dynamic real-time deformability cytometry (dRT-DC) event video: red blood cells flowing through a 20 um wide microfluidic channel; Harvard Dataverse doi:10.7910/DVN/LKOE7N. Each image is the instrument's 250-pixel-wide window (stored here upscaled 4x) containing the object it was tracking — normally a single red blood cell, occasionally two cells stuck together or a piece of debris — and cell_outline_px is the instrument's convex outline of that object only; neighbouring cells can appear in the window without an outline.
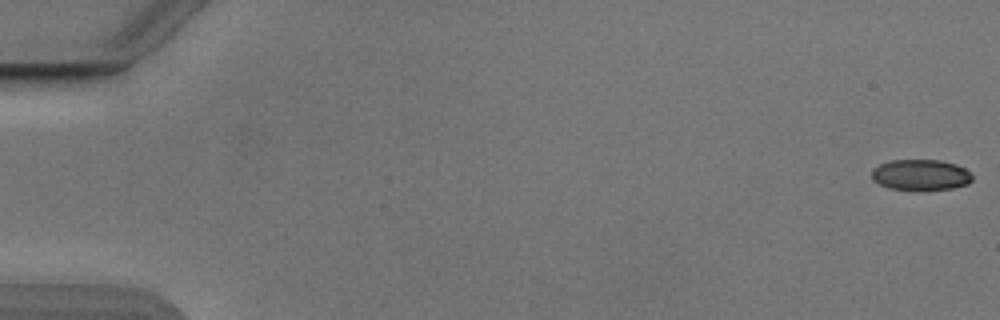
{"species": "Egyptian fruit bat (a non-hibernating species)", "species_latin": "Rousettus aegyptiacus", "temperature_condition": "cold", "stored_images_in_passage": 54, "camera_frame_rate_fps": 3000, "um_per_image_px": 0.085, "animal": {"sex": "male"}, "frame": {"image": 1, "passage_image": 1, "time_ms": 0.0, "image_size_px": [1000, 320], "cell_outline_px": [[972, 180], [968, 184], [952, 188], [920, 192], [916, 192], [888, 188], [872, 180], [872, 168], [880, 164], [892, 160], [940, 160], [956, 164], [964, 168], [972, 176]], "centroid_in_image_um": [78.24, 14.9], "position_along_channel_um": 6.8, "area_um2": 18.55}}
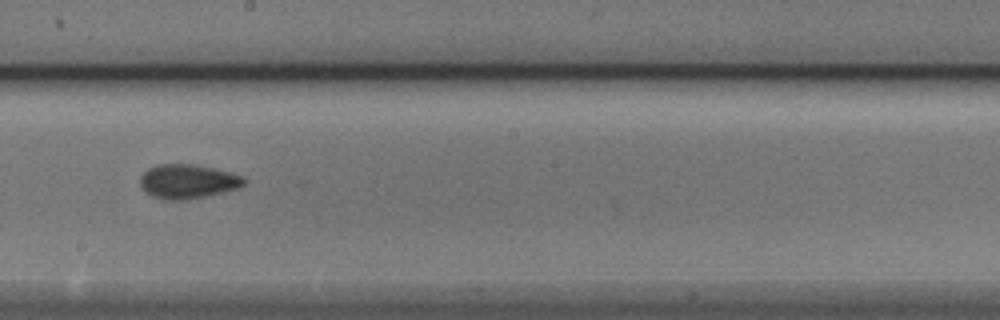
{"frame": {"image": 2, "passage_image": 31, "time_ms": 10.0, "image_size_px": [1000, 320], "cell_outline_px": [[244, 184], [240, 188], [224, 192], [188, 200], [164, 200], [152, 196], [140, 184], [140, 176], [148, 168], [156, 164], [192, 164], [212, 168], [244, 176]], "centroid_in_image_um": [15.95, 15.43], "position_along_channel_um": 232.2, "area_um2": 20.69}}
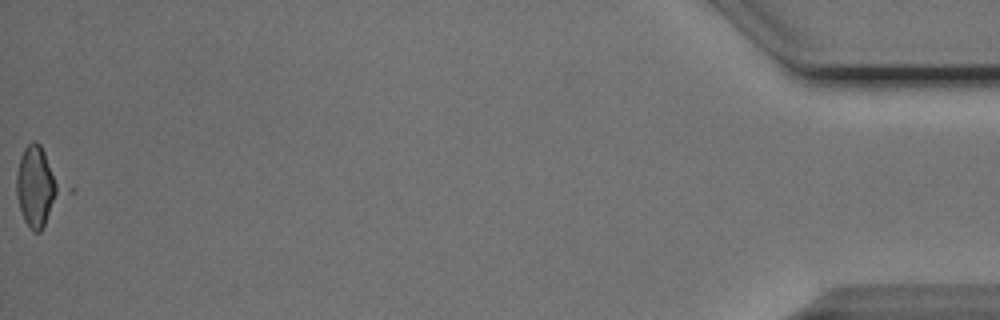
{"frame": {"image": 3, "passage_image": 54, "time_ms": 17.667, "image_size_px": [1000, 320], "cell_outline_px": [[72, 192], [40, 232], [32, 232], [24, 220], [16, 196], [16, 172], [20, 156], [24, 148], [32, 140], [36, 140], [40, 144], [72, 188]], "centroid_in_image_um": [3.35, 15.88], "position_along_channel_um": 431.9, "area_um2": 23.52}, "authors_computed_cell_mechanics": {"area_um2": 19.7387, "velocity_mm_per_s": 3.8783, "shape_relaxation_time_tau1_ms": null, "shape_relaxation_time_tau2_ms": 1.61, "deformation_change_tau1": null, "deformation_change_tau2": 0.0593}}